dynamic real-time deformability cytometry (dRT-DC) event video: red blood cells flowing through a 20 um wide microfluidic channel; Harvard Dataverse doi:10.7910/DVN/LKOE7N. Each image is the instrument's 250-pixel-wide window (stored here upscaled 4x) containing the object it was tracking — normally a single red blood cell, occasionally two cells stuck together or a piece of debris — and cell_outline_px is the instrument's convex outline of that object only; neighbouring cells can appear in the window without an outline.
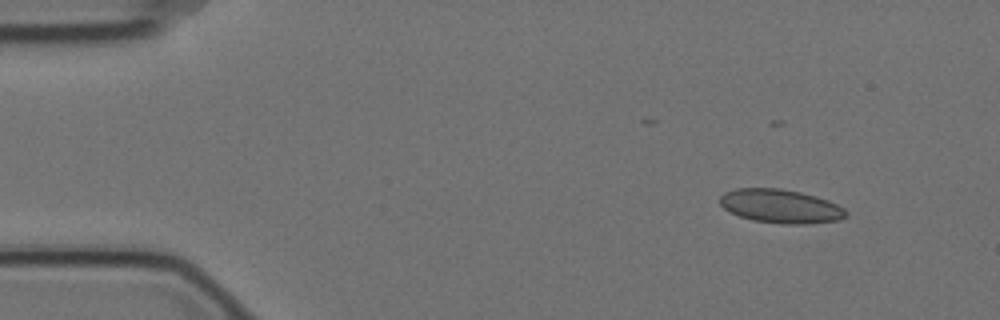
{"species": "Egyptian fruit bat (a non-hibernating species)", "species_latin": "Rousettus aegyptiacus", "temperature_condition": "cold", "stored_images_in_passage": 2, "camera_frame_rate_fps": 3000, "um_per_image_px": 0.085, "animal": {"sex": "female"}, "frame": {"image": 1, "passage_image": 2, "time_ms": 0.333, "image_size_px": [1000, 320], "cell_outline_px": [[848, 212], [844, 216], [836, 220], [804, 224], [780, 224], [752, 220], [740, 216], [724, 208], [720, 204], [720, 196], [724, 192], [736, 188], [780, 188], [800, 192], [816, 196], [828, 200], [844, 208]], "centroid_in_image_um": [66.33, 17.52], "position_along_channel_um": 18.7, "area_um2": 24.68}}